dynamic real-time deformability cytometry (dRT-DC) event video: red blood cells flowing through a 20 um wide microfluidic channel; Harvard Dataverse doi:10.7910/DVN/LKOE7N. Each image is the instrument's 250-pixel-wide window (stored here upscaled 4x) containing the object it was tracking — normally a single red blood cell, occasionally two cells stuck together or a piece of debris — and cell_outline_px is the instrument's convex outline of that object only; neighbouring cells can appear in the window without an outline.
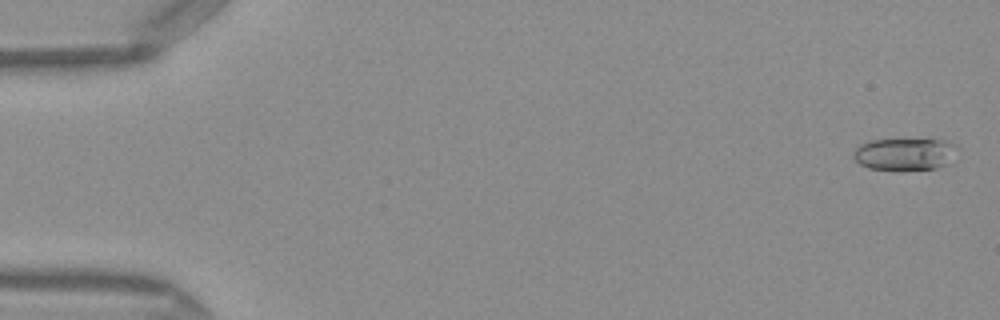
{"species": "Egyptian fruit bat (a non-hibernating species)", "species_latin": "Rousettus aegyptiacus", "temperature_condition": "warm", "stored_images_in_passage": 50, "camera_frame_rate_fps": 3000, "um_per_image_px": 0.085, "frame": {"image": 1, "passage_image": 2, "time_ms": 0.333, "image_size_px": [1000, 320], "cell_outline_px": [[956, 144], [940, 164], [936, 168], [896, 172], [868, 168], [860, 164], [852, 156], [852, 152], [860, 144], [868, 140], [940, 140]], "centroid_in_image_um": [76.68, 13.13], "position_along_channel_um": 8.3, "area_um2": 18.96}}
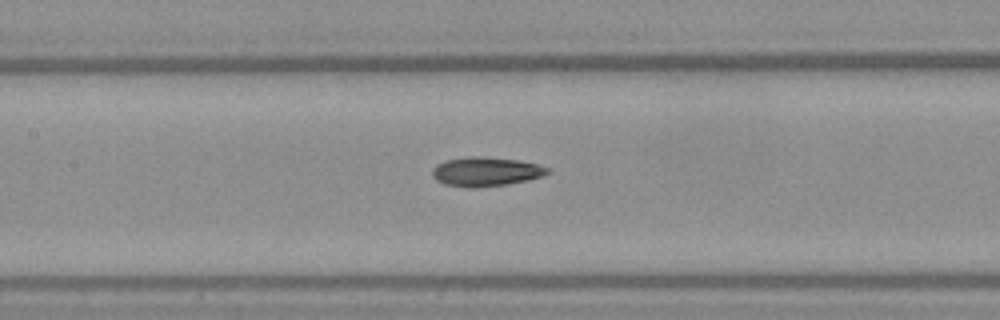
{"frame": {"image": 2, "passage_image": 24, "time_ms": 7.667, "image_size_px": [1000, 320], "cell_outline_px": [[552, 172], [544, 176], [528, 180], [508, 184], [476, 188], [468, 188], [444, 184], [436, 180], [432, 176], [432, 168], [436, 164], [444, 160], [468, 156], [480, 156], [520, 160], [536, 164], [548, 168]], "centroid_in_image_um": [41.28, 14.59], "position_along_channel_um": 166.1, "area_um2": 19.94}}
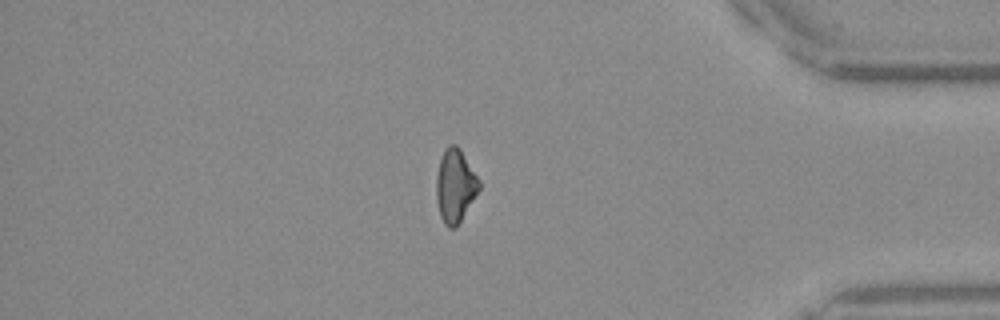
{"frame": {"image": 3, "passage_image": 43, "time_ms": 14.0, "image_size_px": [1000, 320], "cell_outline_px": [[480, 188], [456, 228], [448, 228], [444, 224], [440, 216], [436, 200], [436, 176], [440, 160], [444, 148], [448, 144], [456, 144], [460, 148], [480, 180]], "centroid_in_image_um": [38.67, 15.78], "position_along_channel_um": 396.5, "area_um2": 18.38}, "authors_computed_cell_mechanics": {"area_um2": 18.9584, "velocity_mm_per_s": 4.119, "shape_relaxation_time_tau1_ms": 9.615, "shape_relaxation_time_tau2_ms": 4.2396, "deformation_change_tau1": 0.236, "deformation_change_tau2": 0.1264}}